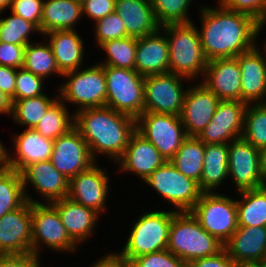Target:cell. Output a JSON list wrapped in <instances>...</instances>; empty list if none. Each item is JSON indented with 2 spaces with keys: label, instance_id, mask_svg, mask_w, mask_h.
<instances>
[{
  "label": "cell",
  "instance_id": "cell-1",
  "mask_svg": "<svg viewBox=\"0 0 266 267\" xmlns=\"http://www.w3.org/2000/svg\"><path fill=\"white\" fill-rule=\"evenodd\" d=\"M219 7L202 6L199 31L204 55L208 61L233 58L252 49L263 26L252 16ZM207 6V7H206Z\"/></svg>",
  "mask_w": 266,
  "mask_h": 267
},
{
  "label": "cell",
  "instance_id": "cell-2",
  "mask_svg": "<svg viewBox=\"0 0 266 267\" xmlns=\"http://www.w3.org/2000/svg\"><path fill=\"white\" fill-rule=\"evenodd\" d=\"M74 127L87 142L95 162L99 153L117 162L136 131V119L106 106L87 108L74 112Z\"/></svg>",
  "mask_w": 266,
  "mask_h": 267
},
{
  "label": "cell",
  "instance_id": "cell-3",
  "mask_svg": "<svg viewBox=\"0 0 266 267\" xmlns=\"http://www.w3.org/2000/svg\"><path fill=\"white\" fill-rule=\"evenodd\" d=\"M193 22L160 27L169 46V72L190 80L205 75L208 65L199 35ZM199 74V75H198Z\"/></svg>",
  "mask_w": 266,
  "mask_h": 267
},
{
  "label": "cell",
  "instance_id": "cell-4",
  "mask_svg": "<svg viewBox=\"0 0 266 267\" xmlns=\"http://www.w3.org/2000/svg\"><path fill=\"white\" fill-rule=\"evenodd\" d=\"M224 244L206 232L191 212H176L169 229L167 250L185 261L216 255Z\"/></svg>",
  "mask_w": 266,
  "mask_h": 267
},
{
  "label": "cell",
  "instance_id": "cell-5",
  "mask_svg": "<svg viewBox=\"0 0 266 267\" xmlns=\"http://www.w3.org/2000/svg\"><path fill=\"white\" fill-rule=\"evenodd\" d=\"M177 211L145 212L133 222L130 235L118 256L132 262L135 258L168 247L169 229L172 217Z\"/></svg>",
  "mask_w": 266,
  "mask_h": 267
},
{
  "label": "cell",
  "instance_id": "cell-6",
  "mask_svg": "<svg viewBox=\"0 0 266 267\" xmlns=\"http://www.w3.org/2000/svg\"><path fill=\"white\" fill-rule=\"evenodd\" d=\"M65 72L66 83L60 85L59 98L65 103L77 106V111L87 108L105 107L107 98V82L104 65L95 64L89 68ZM69 78V79H68Z\"/></svg>",
  "mask_w": 266,
  "mask_h": 267
},
{
  "label": "cell",
  "instance_id": "cell-7",
  "mask_svg": "<svg viewBox=\"0 0 266 267\" xmlns=\"http://www.w3.org/2000/svg\"><path fill=\"white\" fill-rule=\"evenodd\" d=\"M106 107L137 119L144 112V76L136 70L104 66Z\"/></svg>",
  "mask_w": 266,
  "mask_h": 267
},
{
  "label": "cell",
  "instance_id": "cell-8",
  "mask_svg": "<svg viewBox=\"0 0 266 267\" xmlns=\"http://www.w3.org/2000/svg\"><path fill=\"white\" fill-rule=\"evenodd\" d=\"M190 212L206 232L223 244L238 228L236 199L215 191L202 193Z\"/></svg>",
  "mask_w": 266,
  "mask_h": 267
},
{
  "label": "cell",
  "instance_id": "cell-9",
  "mask_svg": "<svg viewBox=\"0 0 266 267\" xmlns=\"http://www.w3.org/2000/svg\"><path fill=\"white\" fill-rule=\"evenodd\" d=\"M144 182L173 204L177 212H190L203 193L198 182L185 176L170 161L158 167Z\"/></svg>",
  "mask_w": 266,
  "mask_h": 267
},
{
  "label": "cell",
  "instance_id": "cell-10",
  "mask_svg": "<svg viewBox=\"0 0 266 267\" xmlns=\"http://www.w3.org/2000/svg\"><path fill=\"white\" fill-rule=\"evenodd\" d=\"M136 130L170 161L187 137L180 116L144 111L136 119Z\"/></svg>",
  "mask_w": 266,
  "mask_h": 267
},
{
  "label": "cell",
  "instance_id": "cell-11",
  "mask_svg": "<svg viewBox=\"0 0 266 267\" xmlns=\"http://www.w3.org/2000/svg\"><path fill=\"white\" fill-rule=\"evenodd\" d=\"M32 252L40 255V244L60 252H75L77 244L70 238L57 209L48 203H31Z\"/></svg>",
  "mask_w": 266,
  "mask_h": 267
},
{
  "label": "cell",
  "instance_id": "cell-12",
  "mask_svg": "<svg viewBox=\"0 0 266 267\" xmlns=\"http://www.w3.org/2000/svg\"><path fill=\"white\" fill-rule=\"evenodd\" d=\"M183 79L189 80L171 72L144 76V111L180 116L187 92Z\"/></svg>",
  "mask_w": 266,
  "mask_h": 267
},
{
  "label": "cell",
  "instance_id": "cell-13",
  "mask_svg": "<svg viewBox=\"0 0 266 267\" xmlns=\"http://www.w3.org/2000/svg\"><path fill=\"white\" fill-rule=\"evenodd\" d=\"M228 152V174L234 180L237 192L266 185V178L260 166L258 148L240 137L228 144Z\"/></svg>",
  "mask_w": 266,
  "mask_h": 267
},
{
  "label": "cell",
  "instance_id": "cell-14",
  "mask_svg": "<svg viewBox=\"0 0 266 267\" xmlns=\"http://www.w3.org/2000/svg\"><path fill=\"white\" fill-rule=\"evenodd\" d=\"M50 161L68 180L96 163L87 142L75 127L53 140Z\"/></svg>",
  "mask_w": 266,
  "mask_h": 267
},
{
  "label": "cell",
  "instance_id": "cell-15",
  "mask_svg": "<svg viewBox=\"0 0 266 267\" xmlns=\"http://www.w3.org/2000/svg\"><path fill=\"white\" fill-rule=\"evenodd\" d=\"M247 103L220 100L208 125L197 136L205 144H229L243 133Z\"/></svg>",
  "mask_w": 266,
  "mask_h": 267
},
{
  "label": "cell",
  "instance_id": "cell-16",
  "mask_svg": "<svg viewBox=\"0 0 266 267\" xmlns=\"http://www.w3.org/2000/svg\"><path fill=\"white\" fill-rule=\"evenodd\" d=\"M20 173L26 200L31 203L43 202L33 199L34 197L27 193L29 184L39 192L40 196L42 195L44 202L48 204L66 198L68 195L69 180L53 166L50 160L30 164Z\"/></svg>",
  "mask_w": 266,
  "mask_h": 267
},
{
  "label": "cell",
  "instance_id": "cell-17",
  "mask_svg": "<svg viewBox=\"0 0 266 267\" xmlns=\"http://www.w3.org/2000/svg\"><path fill=\"white\" fill-rule=\"evenodd\" d=\"M107 171L93 164L88 170L69 179L68 195L71 200L103 214L108 194Z\"/></svg>",
  "mask_w": 266,
  "mask_h": 267
},
{
  "label": "cell",
  "instance_id": "cell-18",
  "mask_svg": "<svg viewBox=\"0 0 266 267\" xmlns=\"http://www.w3.org/2000/svg\"><path fill=\"white\" fill-rule=\"evenodd\" d=\"M32 252L31 202L0 218V254Z\"/></svg>",
  "mask_w": 266,
  "mask_h": 267
},
{
  "label": "cell",
  "instance_id": "cell-19",
  "mask_svg": "<svg viewBox=\"0 0 266 267\" xmlns=\"http://www.w3.org/2000/svg\"><path fill=\"white\" fill-rule=\"evenodd\" d=\"M220 99L202 82L187 89L180 119L187 136L197 137L215 114Z\"/></svg>",
  "mask_w": 266,
  "mask_h": 267
},
{
  "label": "cell",
  "instance_id": "cell-20",
  "mask_svg": "<svg viewBox=\"0 0 266 267\" xmlns=\"http://www.w3.org/2000/svg\"><path fill=\"white\" fill-rule=\"evenodd\" d=\"M256 45L235 57L241 70V101L247 104L266 100V46ZM265 54V55H264Z\"/></svg>",
  "mask_w": 266,
  "mask_h": 267
},
{
  "label": "cell",
  "instance_id": "cell-21",
  "mask_svg": "<svg viewBox=\"0 0 266 267\" xmlns=\"http://www.w3.org/2000/svg\"><path fill=\"white\" fill-rule=\"evenodd\" d=\"M201 82L220 100L241 101V70L235 57L208 61Z\"/></svg>",
  "mask_w": 266,
  "mask_h": 267
},
{
  "label": "cell",
  "instance_id": "cell-22",
  "mask_svg": "<svg viewBox=\"0 0 266 267\" xmlns=\"http://www.w3.org/2000/svg\"><path fill=\"white\" fill-rule=\"evenodd\" d=\"M165 162L158 149L136 130L122 157L116 163L120 165L121 172H133L145 181Z\"/></svg>",
  "mask_w": 266,
  "mask_h": 267
},
{
  "label": "cell",
  "instance_id": "cell-23",
  "mask_svg": "<svg viewBox=\"0 0 266 267\" xmlns=\"http://www.w3.org/2000/svg\"><path fill=\"white\" fill-rule=\"evenodd\" d=\"M224 249L240 266H253L266 257V227H238Z\"/></svg>",
  "mask_w": 266,
  "mask_h": 267
},
{
  "label": "cell",
  "instance_id": "cell-24",
  "mask_svg": "<svg viewBox=\"0 0 266 267\" xmlns=\"http://www.w3.org/2000/svg\"><path fill=\"white\" fill-rule=\"evenodd\" d=\"M134 70L142 76L169 72V46L161 29L137 38Z\"/></svg>",
  "mask_w": 266,
  "mask_h": 267
},
{
  "label": "cell",
  "instance_id": "cell-25",
  "mask_svg": "<svg viewBox=\"0 0 266 267\" xmlns=\"http://www.w3.org/2000/svg\"><path fill=\"white\" fill-rule=\"evenodd\" d=\"M14 156H9V168L21 172L26 166L49 161L53 151V140L34 129H26L13 135Z\"/></svg>",
  "mask_w": 266,
  "mask_h": 267
},
{
  "label": "cell",
  "instance_id": "cell-26",
  "mask_svg": "<svg viewBox=\"0 0 266 267\" xmlns=\"http://www.w3.org/2000/svg\"><path fill=\"white\" fill-rule=\"evenodd\" d=\"M59 212L70 238L77 244L92 236L100 214L66 197L51 203ZM94 229V230H93Z\"/></svg>",
  "mask_w": 266,
  "mask_h": 267
},
{
  "label": "cell",
  "instance_id": "cell-27",
  "mask_svg": "<svg viewBox=\"0 0 266 267\" xmlns=\"http://www.w3.org/2000/svg\"><path fill=\"white\" fill-rule=\"evenodd\" d=\"M115 12L124 23L127 36L140 38L160 29L149 0H116Z\"/></svg>",
  "mask_w": 266,
  "mask_h": 267
},
{
  "label": "cell",
  "instance_id": "cell-28",
  "mask_svg": "<svg viewBox=\"0 0 266 267\" xmlns=\"http://www.w3.org/2000/svg\"><path fill=\"white\" fill-rule=\"evenodd\" d=\"M76 31L56 30L43 35L48 36L46 40H49L56 65L62 74L82 68L85 56L84 41Z\"/></svg>",
  "mask_w": 266,
  "mask_h": 267
},
{
  "label": "cell",
  "instance_id": "cell-29",
  "mask_svg": "<svg viewBox=\"0 0 266 267\" xmlns=\"http://www.w3.org/2000/svg\"><path fill=\"white\" fill-rule=\"evenodd\" d=\"M83 17L82 5L74 0H45L40 22V34L56 30H74Z\"/></svg>",
  "mask_w": 266,
  "mask_h": 267
},
{
  "label": "cell",
  "instance_id": "cell-30",
  "mask_svg": "<svg viewBox=\"0 0 266 267\" xmlns=\"http://www.w3.org/2000/svg\"><path fill=\"white\" fill-rule=\"evenodd\" d=\"M228 163V144H205L204 165L198 183L203 193H212L218 186H222L229 177Z\"/></svg>",
  "mask_w": 266,
  "mask_h": 267
},
{
  "label": "cell",
  "instance_id": "cell-31",
  "mask_svg": "<svg viewBox=\"0 0 266 267\" xmlns=\"http://www.w3.org/2000/svg\"><path fill=\"white\" fill-rule=\"evenodd\" d=\"M236 200L238 227H266V185L239 192Z\"/></svg>",
  "mask_w": 266,
  "mask_h": 267
},
{
  "label": "cell",
  "instance_id": "cell-32",
  "mask_svg": "<svg viewBox=\"0 0 266 267\" xmlns=\"http://www.w3.org/2000/svg\"><path fill=\"white\" fill-rule=\"evenodd\" d=\"M205 143L195 136H187L170 160L185 176L200 182L204 165Z\"/></svg>",
  "mask_w": 266,
  "mask_h": 267
},
{
  "label": "cell",
  "instance_id": "cell-33",
  "mask_svg": "<svg viewBox=\"0 0 266 267\" xmlns=\"http://www.w3.org/2000/svg\"><path fill=\"white\" fill-rule=\"evenodd\" d=\"M59 98V95L48 97L42 94L37 97L15 100L12 102L11 117L25 129H34L48 108Z\"/></svg>",
  "mask_w": 266,
  "mask_h": 267
},
{
  "label": "cell",
  "instance_id": "cell-34",
  "mask_svg": "<svg viewBox=\"0 0 266 267\" xmlns=\"http://www.w3.org/2000/svg\"><path fill=\"white\" fill-rule=\"evenodd\" d=\"M60 98H58L45 112L37 126L34 128L44 137L55 140L67 133L74 127V114L68 113V108Z\"/></svg>",
  "mask_w": 266,
  "mask_h": 267
},
{
  "label": "cell",
  "instance_id": "cell-35",
  "mask_svg": "<svg viewBox=\"0 0 266 267\" xmlns=\"http://www.w3.org/2000/svg\"><path fill=\"white\" fill-rule=\"evenodd\" d=\"M22 67L45 79L53 73L61 75V77L63 75L56 65L55 57L48 42L32 43L31 41L27 44L24 50Z\"/></svg>",
  "mask_w": 266,
  "mask_h": 267
},
{
  "label": "cell",
  "instance_id": "cell-36",
  "mask_svg": "<svg viewBox=\"0 0 266 267\" xmlns=\"http://www.w3.org/2000/svg\"><path fill=\"white\" fill-rule=\"evenodd\" d=\"M26 201L21 173L11 168L0 170V218Z\"/></svg>",
  "mask_w": 266,
  "mask_h": 267
},
{
  "label": "cell",
  "instance_id": "cell-37",
  "mask_svg": "<svg viewBox=\"0 0 266 267\" xmlns=\"http://www.w3.org/2000/svg\"><path fill=\"white\" fill-rule=\"evenodd\" d=\"M99 48L106 52V59L100 65L134 70L137 49V38L127 36L121 39L108 40Z\"/></svg>",
  "mask_w": 266,
  "mask_h": 267
},
{
  "label": "cell",
  "instance_id": "cell-38",
  "mask_svg": "<svg viewBox=\"0 0 266 267\" xmlns=\"http://www.w3.org/2000/svg\"><path fill=\"white\" fill-rule=\"evenodd\" d=\"M241 137L258 149L266 146V105L264 103L247 105Z\"/></svg>",
  "mask_w": 266,
  "mask_h": 267
},
{
  "label": "cell",
  "instance_id": "cell-39",
  "mask_svg": "<svg viewBox=\"0 0 266 267\" xmlns=\"http://www.w3.org/2000/svg\"><path fill=\"white\" fill-rule=\"evenodd\" d=\"M193 0H149L160 27L192 22L188 9Z\"/></svg>",
  "mask_w": 266,
  "mask_h": 267
},
{
  "label": "cell",
  "instance_id": "cell-40",
  "mask_svg": "<svg viewBox=\"0 0 266 267\" xmlns=\"http://www.w3.org/2000/svg\"><path fill=\"white\" fill-rule=\"evenodd\" d=\"M30 32L40 33V29L23 17L11 13V16L0 18V42L27 45L31 43Z\"/></svg>",
  "mask_w": 266,
  "mask_h": 267
},
{
  "label": "cell",
  "instance_id": "cell-41",
  "mask_svg": "<svg viewBox=\"0 0 266 267\" xmlns=\"http://www.w3.org/2000/svg\"><path fill=\"white\" fill-rule=\"evenodd\" d=\"M44 78L33 74L23 67L17 69L15 93L11 101L37 97L45 94L43 91Z\"/></svg>",
  "mask_w": 266,
  "mask_h": 267
},
{
  "label": "cell",
  "instance_id": "cell-42",
  "mask_svg": "<svg viewBox=\"0 0 266 267\" xmlns=\"http://www.w3.org/2000/svg\"><path fill=\"white\" fill-rule=\"evenodd\" d=\"M94 26V37L97 46L108 40L121 39L127 37V31L121 17L113 12L104 18L97 20Z\"/></svg>",
  "mask_w": 266,
  "mask_h": 267
},
{
  "label": "cell",
  "instance_id": "cell-43",
  "mask_svg": "<svg viewBox=\"0 0 266 267\" xmlns=\"http://www.w3.org/2000/svg\"><path fill=\"white\" fill-rule=\"evenodd\" d=\"M226 9L252 16L263 27L266 25V0H217Z\"/></svg>",
  "mask_w": 266,
  "mask_h": 267
},
{
  "label": "cell",
  "instance_id": "cell-44",
  "mask_svg": "<svg viewBox=\"0 0 266 267\" xmlns=\"http://www.w3.org/2000/svg\"><path fill=\"white\" fill-rule=\"evenodd\" d=\"M133 267H187V263L167 249L135 258Z\"/></svg>",
  "mask_w": 266,
  "mask_h": 267
},
{
  "label": "cell",
  "instance_id": "cell-45",
  "mask_svg": "<svg viewBox=\"0 0 266 267\" xmlns=\"http://www.w3.org/2000/svg\"><path fill=\"white\" fill-rule=\"evenodd\" d=\"M44 0H13L11 12L34 23L40 29Z\"/></svg>",
  "mask_w": 266,
  "mask_h": 267
},
{
  "label": "cell",
  "instance_id": "cell-46",
  "mask_svg": "<svg viewBox=\"0 0 266 267\" xmlns=\"http://www.w3.org/2000/svg\"><path fill=\"white\" fill-rule=\"evenodd\" d=\"M25 47L26 45L0 42V66L21 68L24 63Z\"/></svg>",
  "mask_w": 266,
  "mask_h": 267
},
{
  "label": "cell",
  "instance_id": "cell-47",
  "mask_svg": "<svg viewBox=\"0 0 266 267\" xmlns=\"http://www.w3.org/2000/svg\"><path fill=\"white\" fill-rule=\"evenodd\" d=\"M116 0H88L82 5L83 16L87 15L94 22L115 12Z\"/></svg>",
  "mask_w": 266,
  "mask_h": 267
},
{
  "label": "cell",
  "instance_id": "cell-48",
  "mask_svg": "<svg viewBox=\"0 0 266 267\" xmlns=\"http://www.w3.org/2000/svg\"><path fill=\"white\" fill-rule=\"evenodd\" d=\"M40 255L34 252L24 254H0V267H40Z\"/></svg>",
  "mask_w": 266,
  "mask_h": 267
},
{
  "label": "cell",
  "instance_id": "cell-49",
  "mask_svg": "<svg viewBox=\"0 0 266 267\" xmlns=\"http://www.w3.org/2000/svg\"><path fill=\"white\" fill-rule=\"evenodd\" d=\"M187 267H241L235 263L223 249L213 256L196 259L187 264Z\"/></svg>",
  "mask_w": 266,
  "mask_h": 267
},
{
  "label": "cell",
  "instance_id": "cell-50",
  "mask_svg": "<svg viewBox=\"0 0 266 267\" xmlns=\"http://www.w3.org/2000/svg\"><path fill=\"white\" fill-rule=\"evenodd\" d=\"M17 69L9 66H0V90L10 98L15 93Z\"/></svg>",
  "mask_w": 266,
  "mask_h": 267
},
{
  "label": "cell",
  "instance_id": "cell-51",
  "mask_svg": "<svg viewBox=\"0 0 266 267\" xmlns=\"http://www.w3.org/2000/svg\"><path fill=\"white\" fill-rule=\"evenodd\" d=\"M91 267H133L130 261L121 259L117 253L106 254L102 256L97 262H93Z\"/></svg>",
  "mask_w": 266,
  "mask_h": 267
},
{
  "label": "cell",
  "instance_id": "cell-52",
  "mask_svg": "<svg viewBox=\"0 0 266 267\" xmlns=\"http://www.w3.org/2000/svg\"><path fill=\"white\" fill-rule=\"evenodd\" d=\"M12 101L11 98L0 90V114L11 115Z\"/></svg>",
  "mask_w": 266,
  "mask_h": 267
},
{
  "label": "cell",
  "instance_id": "cell-53",
  "mask_svg": "<svg viewBox=\"0 0 266 267\" xmlns=\"http://www.w3.org/2000/svg\"><path fill=\"white\" fill-rule=\"evenodd\" d=\"M9 153L0 140V170L9 168Z\"/></svg>",
  "mask_w": 266,
  "mask_h": 267
},
{
  "label": "cell",
  "instance_id": "cell-54",
  "mask_svg": "<svg viewBox=\"0 0 266 267\" xmlns=\"http://www.w3.org/2000/svg\"><path fill=\"white\" fill-rule=\"evenodd\" d=\"M259 153H260L261 170H262L263 175L266 178V146L259 149Z\"/></svg>",
  "mask_w": 266,
  "mask_h": 267
},
{
  "label": "cell",
  "instance_id": "cell-55",
  "mask_svg": "<svg viewBox=\"0 0 266 267\" xmlns=\"http://www.w3.org/2000/svg\"><path fill=\"white\" fill-rule=\"evenodd\" d=\"M13 0H0V12H5L8 8H11Z\"/></svg>",
  "mask_w": 266,
  "mask_h": 267
},
{
  "label": "cell",
  "instance_id": "cell-56",
  "mask_svg": "<svg viewBox=\"0 0 266 267\" xmlns=\"http://www.w3.org/2000/svg\"><path fill=\"white\" fill-rule=\"evenodd\" d=\"M253 267H266V257H264L258 263L254 264Z\"/></svg>",
  "mask_w": 266,
  "mask_h": 267
},
{
  "label": "cell",
  "instance_id": "cell-57",
  "mask_svg": "<svg viewBox=\"0 0 266 267\" xmlns=\"http://www.w3.org/2000/svg\"><path fill=\"white\" fill-rule=\"evenodd\" d=\"M74 1H76L77 3L83 5L88 0H74Z\"/></svg>",
  "mask_w": 266,
  "mask_h": 267
}]
</instances>
